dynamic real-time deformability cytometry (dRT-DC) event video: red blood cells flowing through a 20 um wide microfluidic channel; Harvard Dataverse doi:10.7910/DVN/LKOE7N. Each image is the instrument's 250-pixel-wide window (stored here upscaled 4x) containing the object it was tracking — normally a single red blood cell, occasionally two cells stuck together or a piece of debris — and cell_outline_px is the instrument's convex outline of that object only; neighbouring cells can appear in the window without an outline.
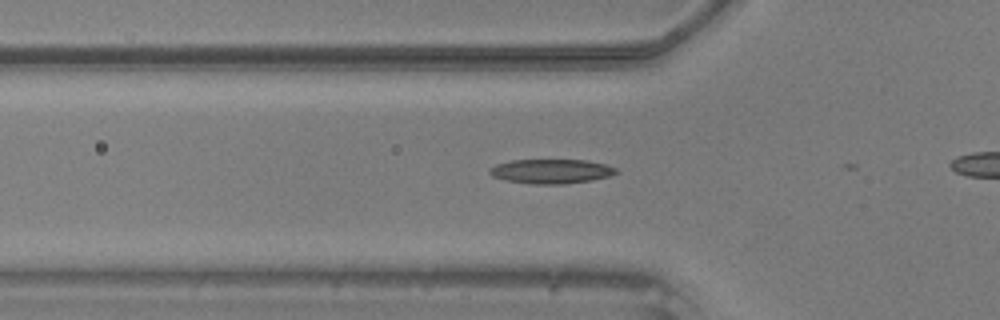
{"species": "common noctule bat (a hibernating species)", "species_latin": "Nyctalus noctula", "temperature_condition": "warm", "stored_images_in_passage": 30, "camera_frame_rate_fps": 3000, "um_per_image_px": 0.085, "animal": {"sex": "male", "body_mass_g": 20.5, "forearm_length_mm": 52.5}, "frame": {"image": 1, "passage_image": 17, "time_ms": 5.333, "image_size_px": [1000, 320], "cell_outline_px": [[620, 172], [608, 176], [592, 180], [564, 184], [532, 184], [508, 180], [492, 176], [488, 172], [488, 168], [496, 164], [512, 160], [584, 160], [604, 164], [616, 168]], "centroid_in_image_um": [46.84, 14.56], "position_along_channel_um": 79.0, "area_um2": 17.92}}
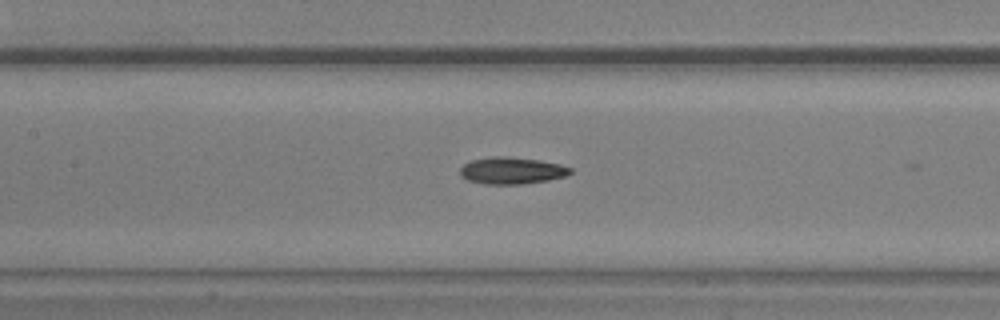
{"frame": {"image": 2, "passage_image": 23, "time_ms": 7.333, "image_size_px": [1000, 320], "cell_outline_px": [[572, 172], [568, 176], [548, 180], [520, 184], [484, 184], [468, 180], [460, 176], [460, 168], [464, 164], [472, 160], [492, 156], [504, 156], [540, 160], [560, 164], [572, 168]], "centroid_in_image_um": [43.51, 14.5], "position_along_channel_um": 163.9, "area_um2": 17.34}}
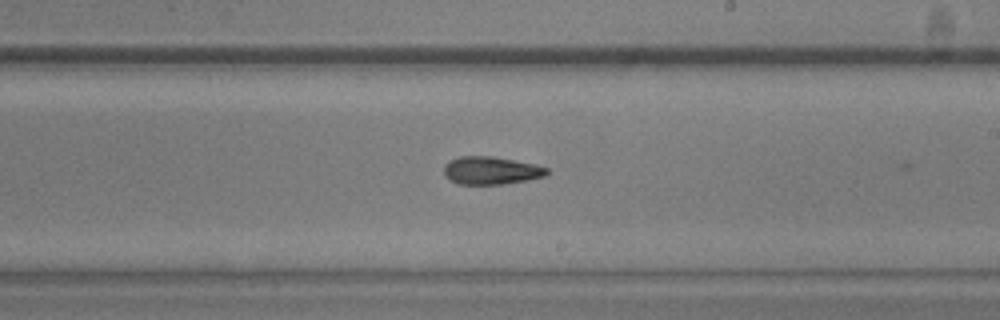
{"frame": {"image": 3, "passage_image": 29, "time_ms": 9.333, "image_size_px": [1000, 320], "cell_outline_px": [[548, 172], [544, 176], [528, 180], [504, 184], [460, 184], [448, 180], [444, 176], [444, 164], [448, 160], [460, 156], [492, 156], [532, 164], [548, 168]], "centroid_in_image_um": [41.67, 14.5], "position_along_channel_um": 247.3, "area_um2": 16.7}}